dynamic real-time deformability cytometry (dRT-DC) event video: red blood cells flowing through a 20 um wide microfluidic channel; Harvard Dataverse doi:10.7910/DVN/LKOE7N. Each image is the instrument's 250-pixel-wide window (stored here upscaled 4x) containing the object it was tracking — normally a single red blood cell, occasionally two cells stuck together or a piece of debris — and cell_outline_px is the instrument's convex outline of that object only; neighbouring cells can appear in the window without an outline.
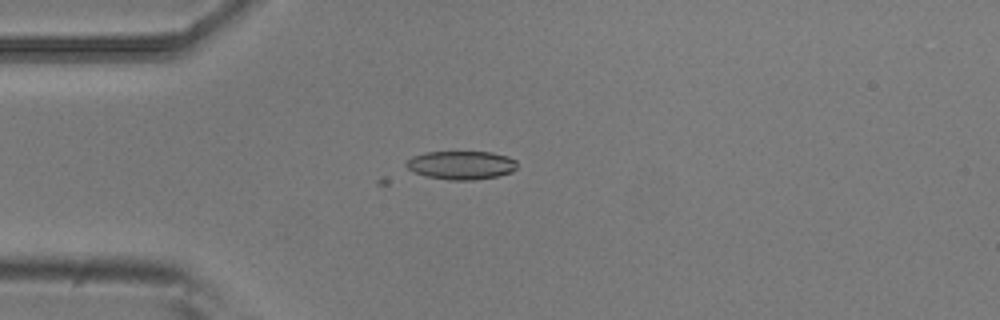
{"species": "common noctule bat (a hibernating species)", "species_latin": "Nyctalus noctula", "temperature_condition": "room temperature", "stored_images_in_passage": 3, "camera_frame_rate_fps": 3000, "um_per_image_px": 0.085, "animal": {"sex": "male", "body_mass_g": 20.5, "forearm_length_mm": 52.5}, "frame": {"image": 1, "passage_image": 3, "time_ms": 0.667, "image_size_px": [1000, 320], "cell_outline_px": [[516, 168], [512, 172], [496, 176], [472, 180], [448, 180], [424, 176], [408, 168], [404, 164], [412, 156], [424, 152], [492, 152], [508, 156], [516, 160]], "centroid_in_image_um": [39.2, 14.03], "position_along_channel_um": 45.8, "area_um2": 18.44}}